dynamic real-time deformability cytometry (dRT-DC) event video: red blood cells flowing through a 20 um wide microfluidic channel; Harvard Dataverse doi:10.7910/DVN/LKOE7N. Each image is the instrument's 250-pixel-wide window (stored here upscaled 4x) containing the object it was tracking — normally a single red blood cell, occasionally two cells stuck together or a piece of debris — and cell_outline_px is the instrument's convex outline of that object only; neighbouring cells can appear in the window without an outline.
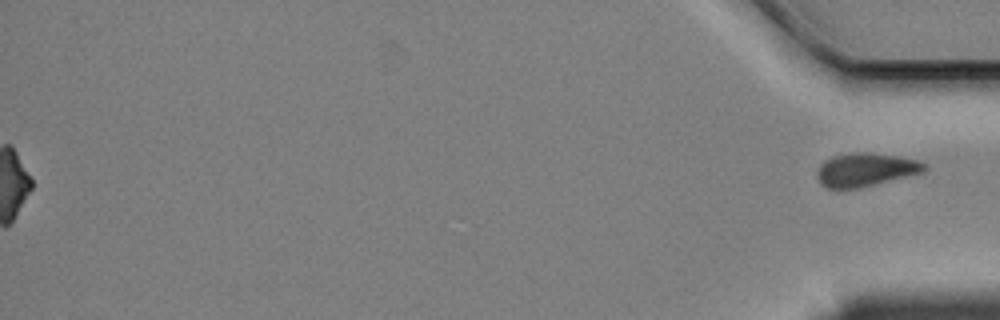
{"species": "Egyptian fruit bat (a non-hibernating species)", "species_latin": "Rousettus aegyptiacus", "temperature_condition": "cold", "stored_images_in_passage": 59, "segment_of_instrument_passage": [2, 2], "camera_frame_rate_fps": 3000, "um_per_image_px": 0.085, "animal": {"sex": "female"}, "frame": {"image": 1, "passage_image": 59, "time_ms": 19.333, "image_size_px": [1000, 320], "cell_outline_px": [[928, 168], [924, 172], [860, 188], [828, 188], [820, 184], [816, 176], [816, 172], [820, 164], [824, 160], [832, 156], [848, 152], [872, 152], [900, 156], [920, 160]], "centroid_in_image_um": [73.57, 14.4], "position_along_channel_um": 361.6, "area_um2": 21.27}}